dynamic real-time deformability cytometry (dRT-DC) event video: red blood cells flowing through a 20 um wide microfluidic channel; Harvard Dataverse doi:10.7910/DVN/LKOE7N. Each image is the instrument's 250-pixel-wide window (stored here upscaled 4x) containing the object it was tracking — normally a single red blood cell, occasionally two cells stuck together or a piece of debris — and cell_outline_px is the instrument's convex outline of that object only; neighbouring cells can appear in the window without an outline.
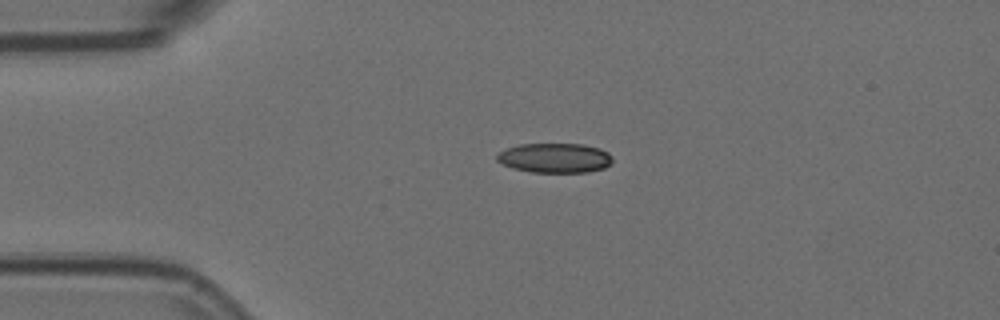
{"species": "Egyptian fruit bat (a non-hibernating species)", "species_latin": "Rousettus aegyptiacus", "temperature_condition": "room temperature", "stored_images_in_passage": 2, "camera_frame_rate_fps": 3000, "um_per_image_px": 0.085, "animal": {"sex": "female"}, "frame": {"image": 1, "passage_image": 1, "time_ms": 0.0, "image_size_px": [1000, 320], "cell_outline_px": [[612, 164], [604, 168], [588, 172], [532, 172], [512, 168], [496, 160], [496, 152], [520, 144], [584, 144], [600, 148], [608, 152], [612, 156]], "centroid_in_image_um": [47.17, 13.42], "position_along_channel_um": 37.8, "area_um2": 20.11}}